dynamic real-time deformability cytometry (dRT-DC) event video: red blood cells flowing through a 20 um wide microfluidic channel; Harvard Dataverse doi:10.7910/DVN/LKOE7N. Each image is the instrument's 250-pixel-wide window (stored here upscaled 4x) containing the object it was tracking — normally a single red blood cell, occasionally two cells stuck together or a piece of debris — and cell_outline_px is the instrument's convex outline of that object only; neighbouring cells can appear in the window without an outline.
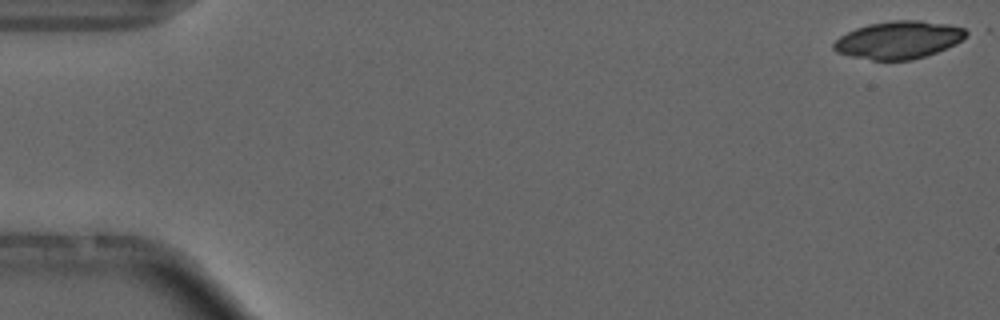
{"species": "common noctule bat (a hibernating species)", "species_latin": "Nyctalus noctula", "temperature_condition": "cold", "stored_images_in_passage": 4, "camera_frame_rate_fps": 3000, "um_per_image_px": 0.085, "animal": {"sex": "male", "forearm_length_mm": 52.5}, "frame": {"image": 1, "passage_image": 1, "time_ms": 0.0, "image_size_px": [1000, 320], "cell_outline_px": [[972, 32], [968, 36], [956, 44], [936, 52], [912, 60], [872, 60], [852, 56], [836, 52], [832, 48], [832, 44], [840, 36], [856, 28], [868, 24], [892, 20], [920, 20], [948, 24], [964, 28]], "centroid_in_image_um": [76.42, 3.38], "position_along_channel_um": 8.6, "area_um2": 29.19}}